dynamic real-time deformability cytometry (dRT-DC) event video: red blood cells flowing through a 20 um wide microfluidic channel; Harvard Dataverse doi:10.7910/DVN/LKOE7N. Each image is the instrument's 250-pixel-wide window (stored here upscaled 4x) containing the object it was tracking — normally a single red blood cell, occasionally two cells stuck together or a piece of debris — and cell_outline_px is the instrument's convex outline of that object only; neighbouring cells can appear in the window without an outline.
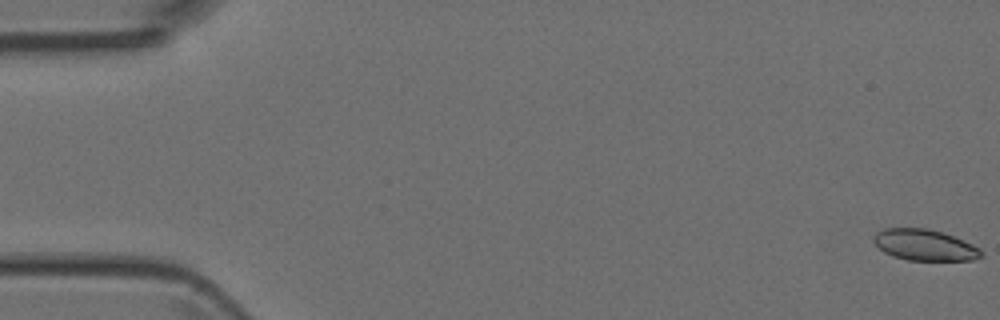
{"species": "Egyptian fruit bat (a non-hibernating species)", "species_latin": "Rousettus aegyptiacus", "temperature_condition": "room temperature", "stored_images_in_passage": 28, "camera_frame_rate_fps": 3000, "um_per_image_px": 0.085, "animal": {"sex": "female"}, "frame": {"image": 1, "passage_image": 1, "time_ms": 0.0, "image_size_px": [1000, 320], "cell_outline_px": [[984, 256], [976, 260], [908, 260], [892, 256], [884, 252], [872, 240], [872, 236], [876, 232], [884, 228], [928, 228], [944, 232], [964, 240], [980, 248], [984, 252]], "centroid_in_image_um": [78.62, 20.82], "position_along_channel_um": 6.4, "area_um2": 19.83}}
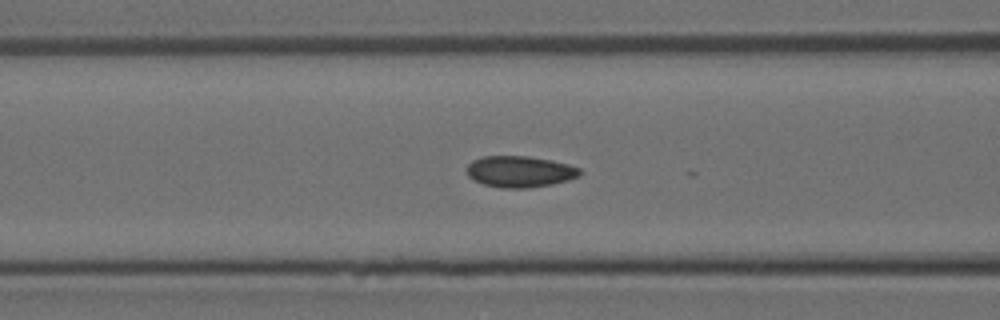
{"frame": {"image": 2, "passage_image": 20, "time_ms": 6.333, "image_size_px": [1000, 320], "cell_outline_px": [[580, 176], [568, 180], [552, 184], [528, 188], [504, 188], [484, 184], [468, 176], [468, 164], [472, 160], [484, 156], [528, 156], [552, 160], [568, 164], [580, 168]], "centroid_in_image_um": [44.21, 14.58], "position_along_channel_um": 122.4, "area_um2": 20.52}}
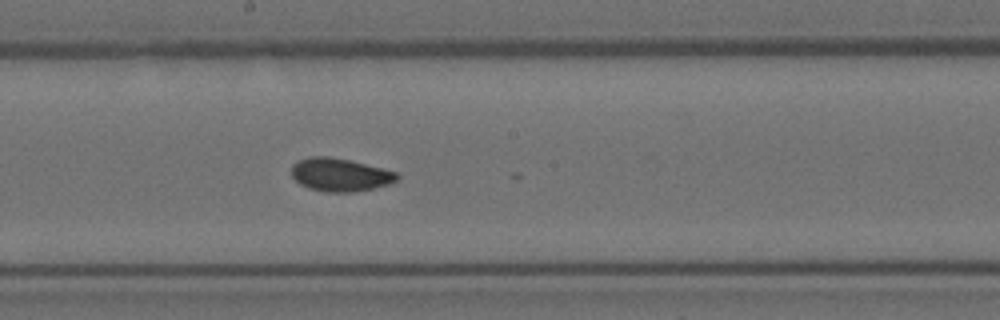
{"frame": {"image": 3, "passage_image": 27, "time_ms": 8.667, "image_size_px": [1000, 320], "cell_outline_px": [[400, 176], [396, 180], [388, 184], [372, 188], [352, 192], [328, 192], [308, 188], [300, 184], [292, 176], [292, 164], [308, 156], [328, 156], [348, 160], [384, 168], [396, 172]], "centroid_in_image_um": [28.89, 14.85], "position_along_channel_um": 219.3, "area_um2": 20.23}}